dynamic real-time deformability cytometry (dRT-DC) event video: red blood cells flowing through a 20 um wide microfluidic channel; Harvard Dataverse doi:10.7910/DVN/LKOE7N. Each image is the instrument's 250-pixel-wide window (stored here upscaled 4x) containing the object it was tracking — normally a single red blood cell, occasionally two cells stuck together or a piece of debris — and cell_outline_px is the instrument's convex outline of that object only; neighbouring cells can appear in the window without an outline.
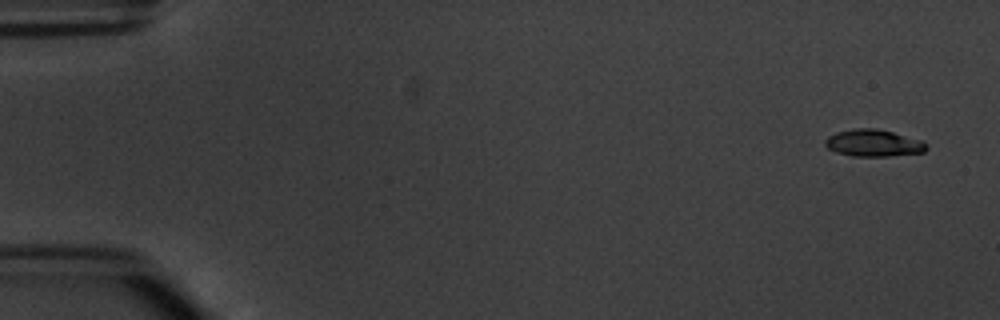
{"species": "common noctule bat (a hibernating species)", "species_latin": "Nyctalus noctula", "temperature_condition": "warm", "stored_images_in_passage": 5, "camera_frame_rate_fps": 3000, "um_per_image_px": 0.085, "animal": {"sex": "male", "body_mass_g": 20.1, "forearm_length_mm": 53.5}, "frame": {"image": 1, "passage_image": 1, "time_ms": 0.0, "image_size_px": [1000, 320], "cell_outline_px": [[928, 148], [924, 152], [888, 156], [852, 156], [836, 152], [828, 148], [824, 144], [824, 140], [828, 136], [836, 132], [852, 128], [876, 128], [892, 132], [920, 140], [928, 144]], "centroid_in_image_um": [74.22, 12.15], "position_along_channel_um": 10.8, "area_um2": 15.95}}